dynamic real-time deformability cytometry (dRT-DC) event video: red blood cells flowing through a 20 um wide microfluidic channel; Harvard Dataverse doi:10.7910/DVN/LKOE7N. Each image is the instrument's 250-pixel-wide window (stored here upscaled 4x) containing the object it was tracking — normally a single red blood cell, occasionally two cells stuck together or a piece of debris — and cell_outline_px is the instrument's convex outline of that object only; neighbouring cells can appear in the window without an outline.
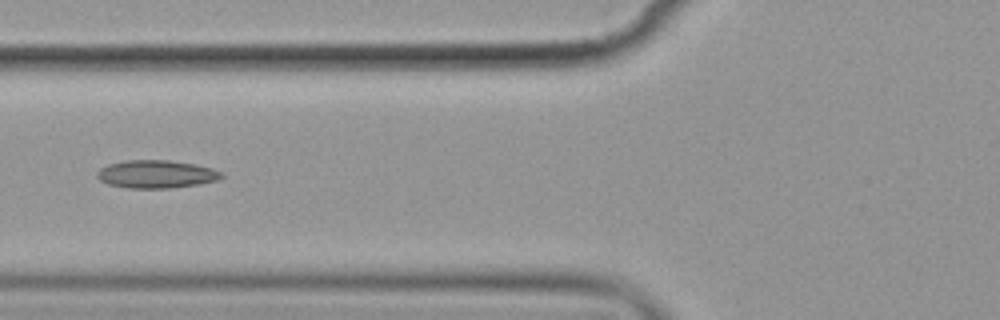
{"species": "common noctule bat (a hibernating species)", "species_latin": "Nyctalus noctula", "temperature_condition": "cold", "stored_images_in_passage": 8, "camera_frame_rate_fps": 3000, "um_per_image_px": 0.085, "animal": {"sex": "female", "body_mass_g": 19.9}, "frame": {"image": 1, "passage_image": 7, "time_ms": 7.0, "image_size_px": [1000, 320], "cell_outline_px": [[224, 176], [220, 180], [200, 184], [168, 188], [128, 188], [108, 184], [100, 180], [96, 176], [96, 172], [100, 168], [108, 164], [128, 160], [168, 160], [196, 164], [212, 168], [224, 172]], "centroid_in_image_um": [13.32, 14.8], "position_along_channel_um": 112.5, "area_um2": 20.46}}
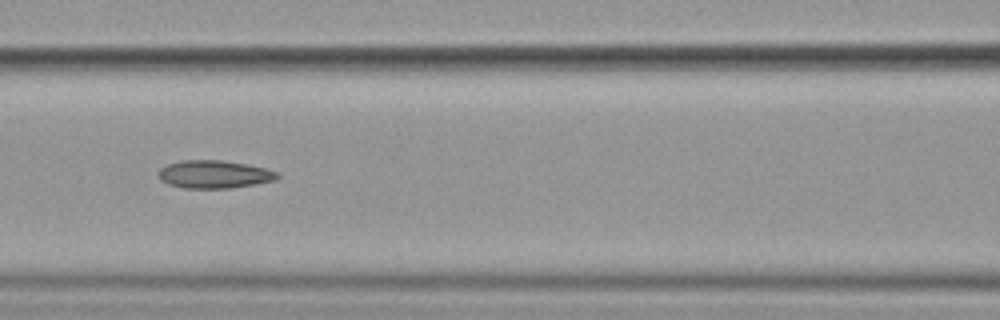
{"frame": {"image": 2, "passage_image": 8, "time_ms": 8.0, "image_size_px": [1000, 320], "cell_outline_px": [[280, 176], [276, 180], [256, 184], [228, 188], [184, 188], [168, 184], [160, 180], [156, 172], [160, 168], [168, 164], [180, 160], [220, 160], [248, 164], [264, 168], [276, 172]], "centroid_in_image_um": [18.17, 14.81], "position_along_channel_um": 148.4, "area_um2": 19.42}}